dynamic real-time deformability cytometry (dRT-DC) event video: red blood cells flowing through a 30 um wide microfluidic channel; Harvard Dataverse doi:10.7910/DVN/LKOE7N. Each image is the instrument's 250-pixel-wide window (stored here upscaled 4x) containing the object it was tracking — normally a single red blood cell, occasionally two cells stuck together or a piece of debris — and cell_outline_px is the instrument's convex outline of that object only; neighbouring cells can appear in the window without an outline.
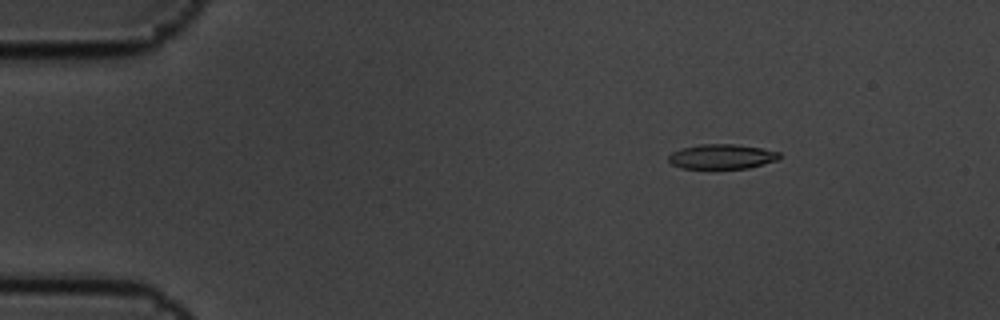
{"species": "common noctule bat (a hibernating species)", "species_latin": "Nyctalus noctula", "temperature_condition": "cold", "stored_images_in_passage": 7, "camera_frame_rate_fps": 3000, "um_per_image_px": 0.085, "animal": {"sex": "male", "body_mass_g": 19.5, "forearm_length_mm": 54.6}, "frame": {"image": 1, "passage_image": 3, "time_ms": 0.667, "image_size_px": [1000, 320], "cell_outline_px": [[780, 156], [776, 160], [748, 168], [680, 168], [672, 164], [668, 160], [668, 156], [672, 152], [684, 148], [700, 144], [732, 144], [760, 148], [780, 152]], "centroid_in_image_um": [61.33, 13.31], "position_along_channel_um": 23.7, "area_um2": 15.72}}
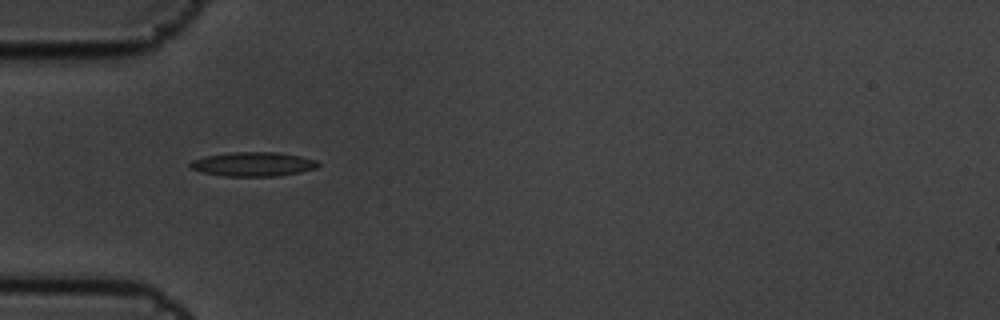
{"frame": {"image": 2, "passage_image": 6, "time_ms": 1.667, "image_size_px": [1000, 320], "cell_outline_px": [[320, 164], [316, 168], [300, 172], [280, 176], [224, 176], [200, 172], [188, 168], [188, 164], [192, 160], [204, 156], [228, 152], [276, 152], [300, 156], [316, 160]], "centroid_in_image_um": [21.46, 13.95], "position_along_channel_um": 63.5, "area_um2": 18.26}}
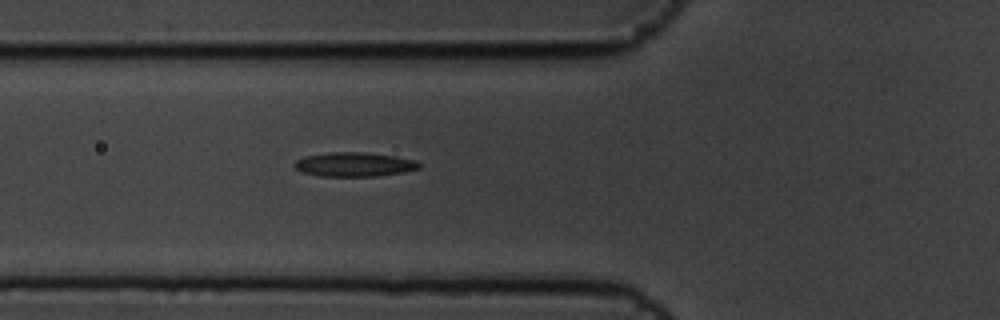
{"frame": {"image": 3, "passage_image": 7, "time_ms": 2.0, "image_size_px": [1000, 320], "cell_outline_px": [[420, 168], [404, 172], [376, 176], [320, 176], [304, 172], [296, 168], [292, 164], [296, 160], [304, 156], [328, 152], [364, 152], [396, 156], [416, 160], [420, 164]], "centroid_in_image_um": [30.12, 13.97], "position_along_channel_um": 95.7, "area_um2": 17.63}}